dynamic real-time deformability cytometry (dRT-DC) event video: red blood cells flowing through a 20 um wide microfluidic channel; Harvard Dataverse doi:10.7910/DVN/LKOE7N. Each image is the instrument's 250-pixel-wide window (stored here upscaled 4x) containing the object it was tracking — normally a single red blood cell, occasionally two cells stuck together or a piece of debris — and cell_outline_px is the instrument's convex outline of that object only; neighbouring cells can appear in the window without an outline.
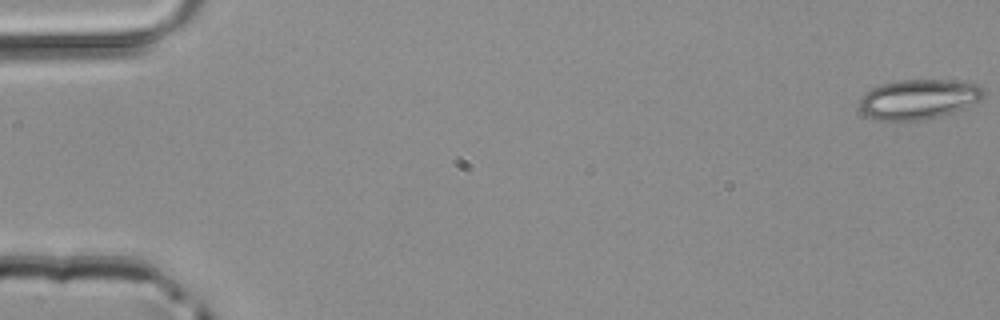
{"species": "common noctule bat (a hibernating species)", "species_latin": "Nyctalus noctula", "temperature_condition": "room temperature", "stored_images_in_passage": 50, "camera_frame_rate_fps": 3000, "um_per_image_px": 0.085, "animal": {"sex": "male", "body_mass_g": 20.4}, "frame": {"image": 1, "passage_image": 1, "time_ms": 0.0, "image_size_px": [1000, 320], "cell_outline_px": [[984, 96], [980, 100], [964, 108], [940, 116], [924, 120], [880, 120], [868, 116], [860, 108], [860, 96], [864, 92], [880, 84], [900, 80], [952, 80], [980, 84], [984, 88]], "centroid_in_image_um": [78.1, 8.42], "position_along_channel_um": 6.9, "area_um2": 28.9}}
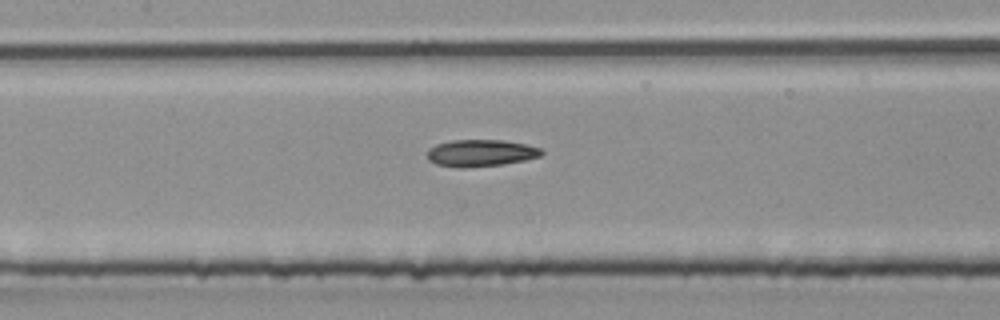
{"frame": {"image": 2, "passage_image": 24, "time_ms": 7.667, "image_size_px": [1000, 320], "cell_outline_px": [[544, 152], [540, 156], [524, 160], [504, 164], [436, 164], [428, 160], [428, 148], [436, 144], [452, 140], [504, 140], [528, 144], [540, 148]], "centroid_in_image_um": [40.93, 12.94], "position_along_channel_um": 166.5, "area_um2": 16.99}}
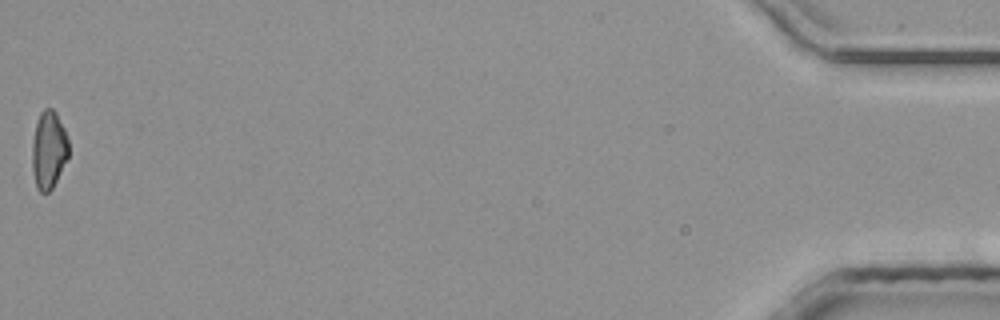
{"frame": {"image": 3, "passage_image": 50, "time_ms": 16.333, "image_size_px": [1000, 320], "cell_outline_px": [[68, 156], [52, 188], [48, 192], [40, 192], [36, 188], [32, 168], [32, 144], [36, 124], [40, 112], [44, 108], [52, 108], [56, 112], [68, 136]], "centroid_in_image_um": [4.13, 12.72], "position_along_channel_um": 431.1, "area_um2": 16.47}}